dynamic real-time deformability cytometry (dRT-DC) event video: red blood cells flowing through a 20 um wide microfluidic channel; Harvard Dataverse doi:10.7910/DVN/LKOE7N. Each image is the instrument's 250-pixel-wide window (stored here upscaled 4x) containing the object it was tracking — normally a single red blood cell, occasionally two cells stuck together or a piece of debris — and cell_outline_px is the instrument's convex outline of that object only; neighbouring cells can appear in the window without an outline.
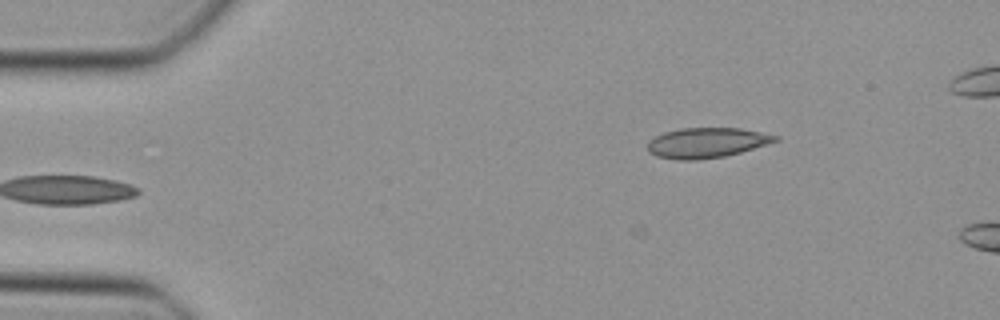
{"species": "Egyptian fruit bat (a non-hibernating species)", "species_latin": "Rousettus aegyptiacus", "temperature_condition": "cold", "stored_images_in_passage": 2, "camera_frame_rate_fps": 3000, "um_per_image_px": 0.085, "animal": {"sex": "female"}, "frame": {"image": 1, "passage_image": 2, "time_ms": 0.333, "image_size_px": [1000, 320], "cell_outline_px": [[780, 140], [768, 144], [740, 152], [724, 156], [696, 160], [680, 160], [656, 156], [648, 152], [648, 140], [664, 132], [680, 128], [740, 128], [780, 136]], "centroid_in_image_um": [60.06, 12.13], "position_along_channel_um": 24.9, "area_um2": 22.43}}